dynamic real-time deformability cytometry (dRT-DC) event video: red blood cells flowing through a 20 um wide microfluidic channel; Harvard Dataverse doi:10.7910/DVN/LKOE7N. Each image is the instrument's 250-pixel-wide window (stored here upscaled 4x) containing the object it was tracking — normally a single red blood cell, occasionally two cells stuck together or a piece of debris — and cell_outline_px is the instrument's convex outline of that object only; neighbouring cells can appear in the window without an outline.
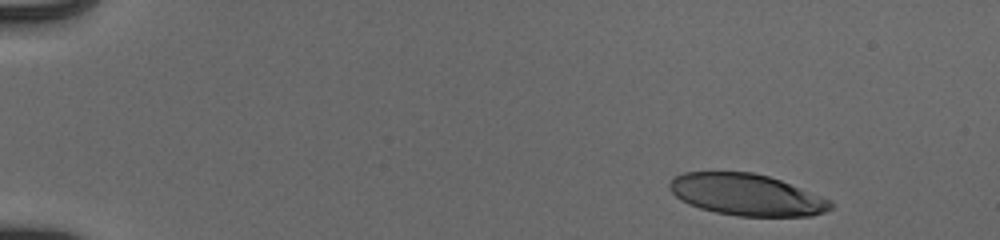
{"species": "human", "species_latin": "Homo sapiens", "temperature_condition": "cold", "stored_images_in_passage": 48, "camera_frame_rate_fps": 3000, "um_per_image_px": 0.085, "donor": {"sex": "male"}, "frame": {"image": 1, "passage_image": 1, "time_ms": 0.0, "image_size_px": [1000, 240], "cell_outline_px": [[832, 208], [824, 212], [812, 216], [740, 216], [716, 212], [700, 208], [688, 204], [680, 200], [668, 188], [668, 184], [676, 176], [684, 172], [752, 172], [768, 176], [780, 180], [832, 200]], "centroid_in_image_um": [63.46, 16.55], "position_along_channel_um": 21.5, "area_um2": 38.9}}
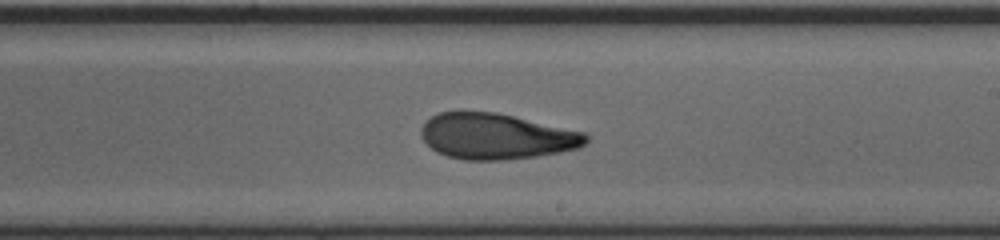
{"frame": {"image": 2, "passage_image": 28, "time_ms": 9.0, "image_size_px": [1000, 240], "cell_outline_px": [[588, 140], [580, 148], [560, 152], [536, 156], [504, 160], [464, 160], [448, 156], [436, 152], [420, 136], [420, 128], [432, 116], [440, 112], [496, 112], [588, 132]], "centroid_in_image_um": [42.23, 11.59], "position_along_channel_um": 246.8, "area_um2": 44.16}}
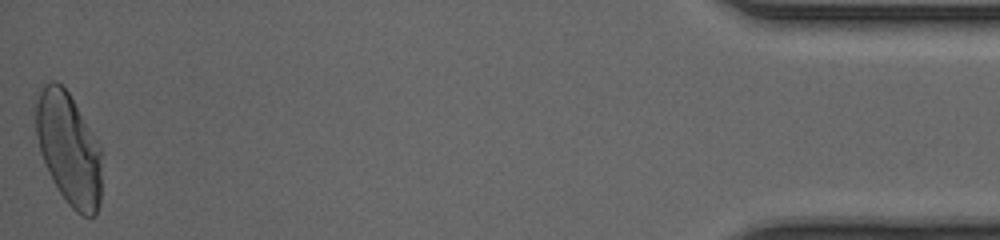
{"frame": {"image": 3, "passage_image": 48, "time_ms": 15.667, "image_size_px": [1000, 240], "cell_outline_px": [[104, 152], [100, 204], [96, 216], [84, 216], [76, 212], [68, 204], [52, 180], [40, 152], [36, 136], [32, 104], [36, 88], [52, 80], [56, 80], [68, 92]], "centroid_in_image_um": [5.82, 12.6], "position_along_channel_um": 429.4, "area_um2": 44.56}, "authors_computed_cell_mechanics": {"area_um2": 43.6101, "velocity_mm_per_s": 3.9568, "shape_relaxation_time_tau1_ms": 6.1348, "shape_relaxation_time_tau2_ms": 2.433, "deformation_change_tau1": 0.2398, "deformation_change_tau2": 0.1001}}